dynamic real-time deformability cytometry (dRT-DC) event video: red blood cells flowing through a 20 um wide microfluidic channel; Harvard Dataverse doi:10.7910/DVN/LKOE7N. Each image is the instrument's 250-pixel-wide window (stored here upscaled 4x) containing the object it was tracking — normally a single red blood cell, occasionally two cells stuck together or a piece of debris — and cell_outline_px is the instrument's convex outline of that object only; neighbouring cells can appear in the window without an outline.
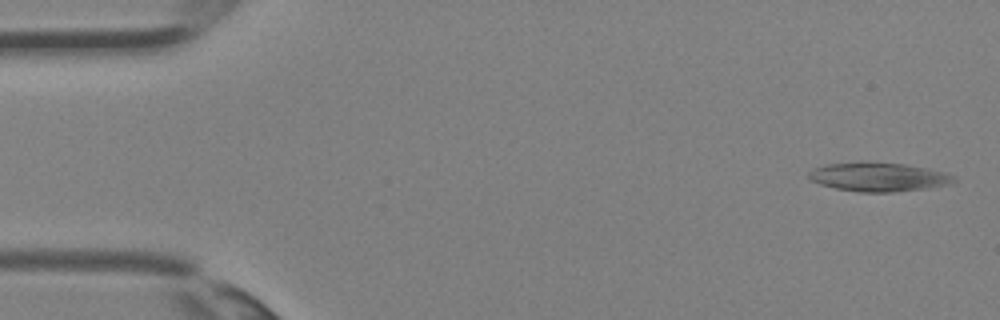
{"species": "Egyptian fruit bat (a non-hibernating species)", "species_latin": "Rousettus aegyptiacus", "temperature_condition": "room temperature", "stored_images_in_passage": 35, "camera_frame_rate_fps": 3000, "um_per_image_px": 0.085, "animal": {"sex": "female"}, "frame": {"image": 1, "passage_image": 1, "time_ms": 0.0, "image_size_px": [1000, 320], "cell_outline_px": [[956, 180], [952, 184], [924, 188], [892, 192], [860, 192], [836, 188], [820, 184], [808, 180], [808, 172], [812, 168], [828, 164], [860, 160], [904, 164], [944, 172], [956, 176]], "centroid_in_image_um": [74.62, 15.02], "position_along_channel_um": 10.4, "area_um2": 24.74}}
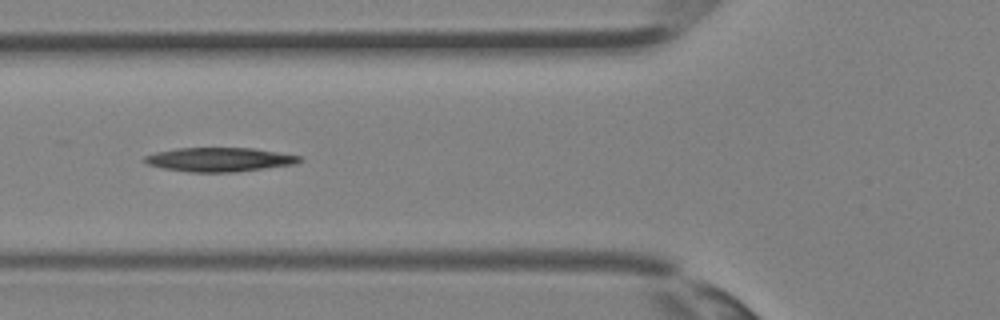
{"frame": {"image": 2, "passage_image": 13, "time_ms": 4.0, "image_size_px": [1000, 320], "cell_outline_px": [[304, 160], [296, 164], [236, 172], [188, 172], [164, 168], [148, 164], [140, 160], [144, 156], [156, 152], [176, 148], [252, 148], [300, 156]], "centroid_in_image_um": [18.63, 13.56], "position_along_channel_um": 107.2, "area_um2": 21.73}}
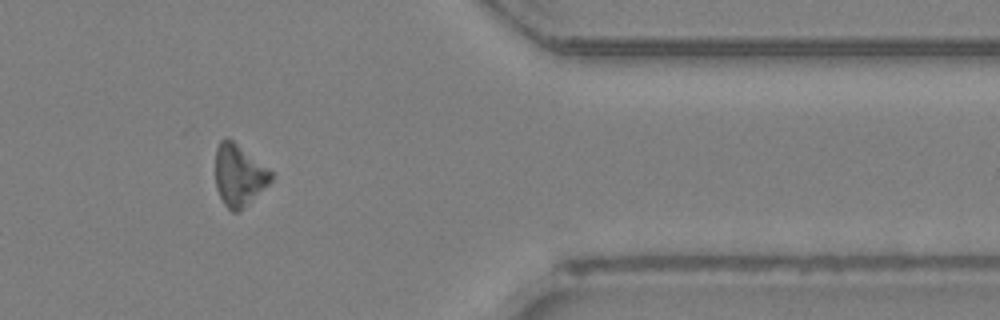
{"frame": {"image": 3, "passage_image": 29, "time_ms": 9.333, "image_size_px": [1000, 320], "cell_outline_px": [[272, 180], [268, 184], [236, 212], [232, 212], [224, 204], [216, 188], [216, 148], [220, 140], [228, 136], [268, 168], [272, 172]], "centroid_in_image_um": [20.28, 14.84], "position_along_channel_um": 391.1, "area_um2": 19.54}}